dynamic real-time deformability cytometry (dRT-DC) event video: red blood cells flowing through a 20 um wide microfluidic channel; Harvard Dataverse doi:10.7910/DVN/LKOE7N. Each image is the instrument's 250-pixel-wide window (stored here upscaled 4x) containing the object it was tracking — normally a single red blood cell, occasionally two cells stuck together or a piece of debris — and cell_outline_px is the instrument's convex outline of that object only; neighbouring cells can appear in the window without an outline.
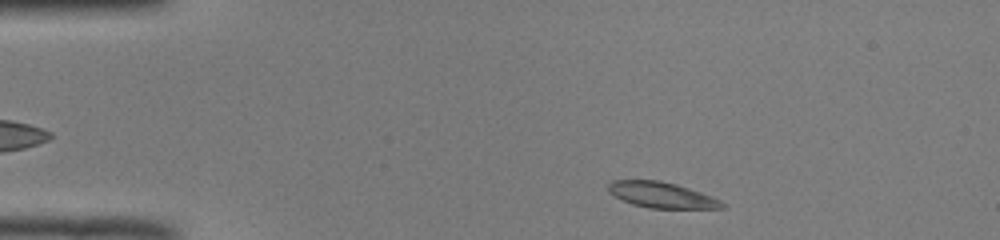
{"species": "common noctule bat (a hibernating species)", "species_latin": "Nyctalus noctula", "temperature_condition": "room temperature", "stored_images_in_passage": 45, "camera_frame_rate_fps": 3000, "um_per_image_px": 0.085, "animal": {"sex": "male", "body_mass_g": 19.0, "forearm_length_mm": 50.8}, "frame": {"image": 1, "passage_image": 3, "time_ms": 0.667, "image_size_px": [1000, 240], "cell_outline_px": [[724, 208], [648, 208], [632, 204], [608, 192], [608, 184], [612, 180], [656, 180], [676, 184], [700, 192], [720, 200], [724, 204]], "centroid_in_image_um": [56.21, 16.57], "position_along_channel_um": 28.8, "area_um2": 16.82}}
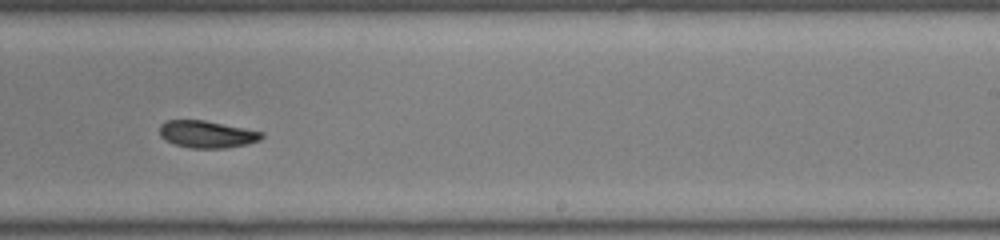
{"frame": {"image": 2, "passage_image": 26, "time_ms": 8.333, "image_size_px": [1000, 240], "cell_outline_px": [[264, 136], [260, 140], [248, 144], [224, 148], [192, 148], [176, 144], [164, 140], [160, 136], [160, 124], [168, 120], [204, 120], [264, 132]], "centroid_in_image_um": [17.6, 11.41], "position_along_channel_um": 271.4, "area_um2": 16.13}}
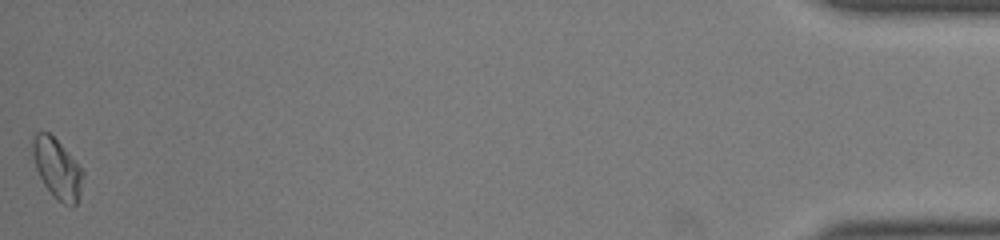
{"frame": {"image": 3, "passage_image": 45, "time_ms": 14.667, "image_size_px": [1000, 240], "cell_outline_px": [[84, 176], [80, 192], [76, 204], [64, 204], [56, 200], [44, 184], [36, 168], [32, 156], [32, 140], [36, 132], [48, 132], [60, 144], [84, 172]], "centroid_in_image_um": [4.84, 14.33], "position_along_channel_um": 430.4, "area_um2": 17.17}, "authors_computed_cell_mechanics": {"area_um2": 16.9354, "velocity_mm_per_s": 3.9774, "shape_relaxation_time_tau1_ms": 5.6488, "shape_relaxation_time_tau2_ms": 5.748, "deformation_change_tau1": 0.1359, "deformation_change_tau2": 0.0679}}